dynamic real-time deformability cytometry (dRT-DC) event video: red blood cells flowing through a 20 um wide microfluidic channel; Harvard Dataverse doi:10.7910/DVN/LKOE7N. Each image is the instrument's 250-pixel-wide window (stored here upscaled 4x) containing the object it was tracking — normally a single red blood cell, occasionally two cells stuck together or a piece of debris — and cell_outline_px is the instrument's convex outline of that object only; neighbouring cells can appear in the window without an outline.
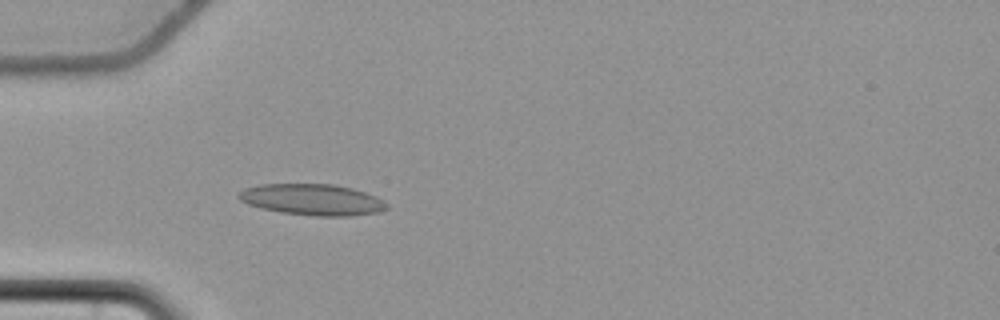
{"species": "common noctule bat (a hibernating species)", "species_latin": "Nyctalus noctula", "temperature_condition": "cold", "stored_images_in_passage": 40, "camera_frame_rate_fps": 3000, "um_per_image_px": 0.085, "animal": {"sex": "female", "body_mass_g": 22.7, "forearm_length_mm": 54.2}, "frame": {"image": 1, "passage_image": 6, "time_ms": 1.667, "image_size_px": [1000, 320], "cell_outline_px": [[388, 208], [380, 212], [352, 216], [316, 216], [280, 212], [260, 208], [248, 204], [240, 200], [236, 196], [244, 188], [260, 184], [332, 184], [352, 188], [376, 196], [384, 200], [388, 204]], "centroid_in_image_um": [26.56, 16.97], "position_along_channel_um": 58.4, "area_um2": 27.11}}
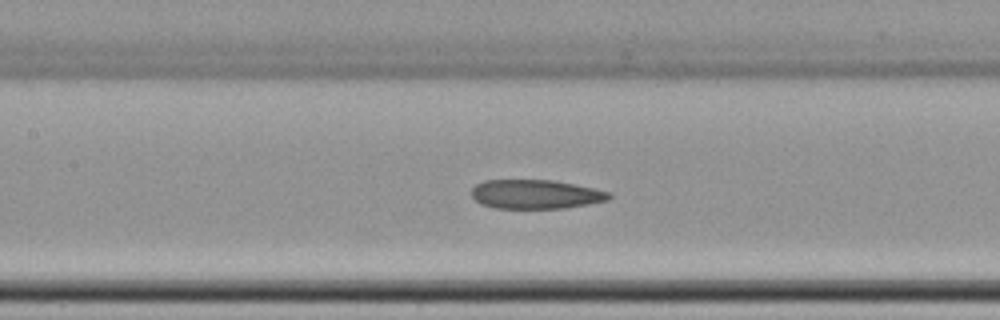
{"frame": {"image": 2, "passage_image": 15, "time_ms": 4.667, "image_size_px": [1000, 320], "cell_outline_px": [[612, 196], [608, 200], [588, 204], [564, 208], [492, 208], [480, 204], [472, 196], [472, 188], [476, 184], [484, 180], [552, 180], [576, 184], [612, 192]], "centroid_in_image_um": [45.54, 16.51], "position_along_channel_um": 161.9, "area_um2": 23.47}}
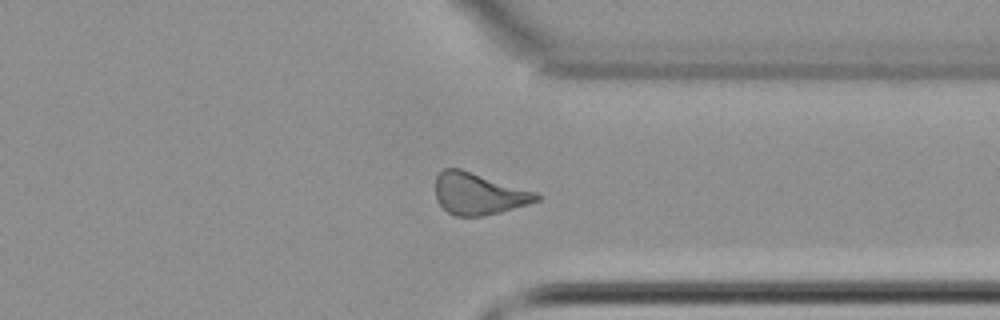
{"frame": {"image": 3, "passage_image": 32, "time_ms": 10.333, "image_size_px": [1000, 320], "cell_outline_px": [[544, 196], [540, 200], [528, 204], [500, 212], [484, 216], [452, 216], [436, 200], [436, 176], [444, 168], [460, 168], [536, 192]], "centroid_in_image_um": [40.69, 16.47], "position_along_channel_um": 370.7, "area_um2": 24.62}, "authors_computed_cell_mechanics": {"area_um2": 24.6228, "velocity_mm_per_s": 3.6947, "shape_relaxation_time_tau1_ms": null, "shape_relaxation_time_tau2_ms": 4.0453, "deformation_change_tau1": null, "deformation_change_tau2": 0.0952}}